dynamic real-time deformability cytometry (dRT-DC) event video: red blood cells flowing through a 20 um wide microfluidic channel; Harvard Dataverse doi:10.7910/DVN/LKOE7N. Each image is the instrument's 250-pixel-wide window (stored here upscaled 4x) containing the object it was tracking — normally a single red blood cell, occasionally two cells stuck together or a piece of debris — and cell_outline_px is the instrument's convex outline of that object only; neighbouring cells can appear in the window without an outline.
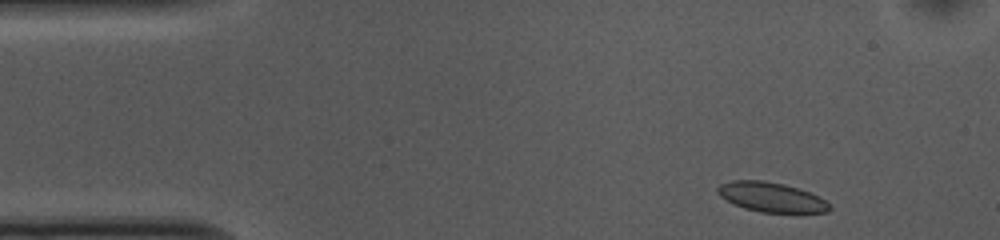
{"species": "common noctule bat (a hibernating species)", "species_latin": "Nyctalus noctula", "temperature_condition": "cold", "stored_images_in_passage": 49, "camera_frame_rate_fps": 3000, "um_per_image_px": 0.085, "animal": {"sex": "female", "body_mass_g": 10.0, "forearm_length_mm": 53.1}, "frame": {"image": 1, "passage_image": 2, "time_ms": 0.333, "image_size_px": [1000, 240], "cell_outline_px": [[832, 208], [828, 212], [800, 216], [760, 212], [744, 208], [720, 196], [716, 192], [716, 188], [720, 184], [732, 180], [764, 180], [784, 184], [800, 188], [820, 196]], "centroid_in_image_um": [65.66, 16.81], "position_along_channel_um": 19.3, "area_um2": 20.29}}
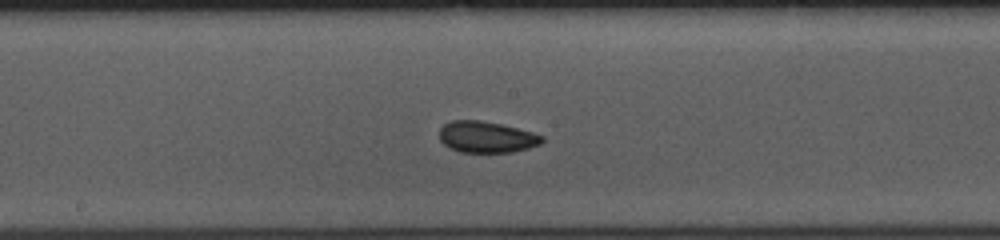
{"frame": {"image": 2, "passage_image": 23, "time_ms": 7.333, "image_size_px": [1000, 240], "cell_outline_px": [[544, 140], [540, 144], [528, 148], [512, 152], [460, 152], [448, 148], [440, 140], [440, 128], [444, 124], [452, 120], [480, 120], [500, 124], [532, 132], [544, 136]], "centroid_in_image_um": [41.34, 11.65], "position_along_channel_um": 206.9, "area_um2": 18.73}}
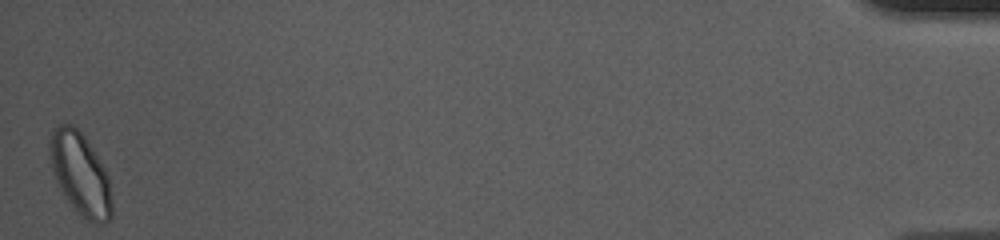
{"frame": {"image": 3, "passage_image": 49, "time_ms": 16.0, "image_size_px": [1000, 240], "cell_outline_px": [[112, 216], [104, 224], [96, 224], [84, 220], [80, 216], [64, 196], [56, 184], [48, 152], [48, 140], [52, 128], [56, 124], [72, 124], [84, 136], [104, 168], [108, 176], [112, 200]], "centroid_in_image_um": [6.79, 14.8], "position_along_channel_um": 428.4, "area_um2": 30.23}, "authors_computed_cell_mechanics": {"area_um2": 19.2474, "velocity_mm_per_s": 3.6865, "shape_relaxation_time_tau1_ms": 3.8217, "shape_relaxation_time_tau2_ms": 2.5171, "deformation_change_tau1": 0.0877, "deformation_change_tau2": 0.0691}}